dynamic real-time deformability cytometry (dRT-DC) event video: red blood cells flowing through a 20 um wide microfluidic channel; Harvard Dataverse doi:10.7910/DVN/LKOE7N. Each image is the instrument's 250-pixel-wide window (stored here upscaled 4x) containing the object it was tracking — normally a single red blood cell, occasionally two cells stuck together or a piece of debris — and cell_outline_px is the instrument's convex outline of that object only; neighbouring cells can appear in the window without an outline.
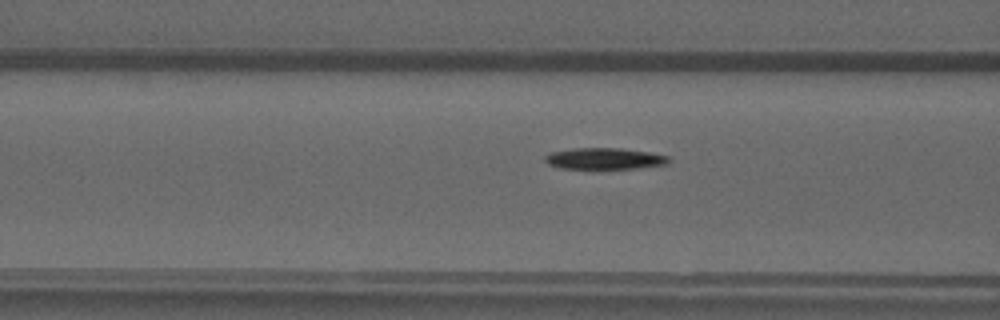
{"species": "common noctule bat (a hibernating species)", "species_latin": "Nyctalus noctula", "temperature_condition": "warm", "stored_images_in_passage": 50, "camera_frame_rate_fps": 3000, "um_per_image_px": 0.085, "animal": {"sex": "male", "forearm_length_mm": 52.5}, "frame": {"image": 1, "passage_image": 20, "time_ms": 6.333, "image_size_px": [1000, 320], "cell_outline_px": [[672, 160], [668, 164], [640, 168], [592, 172], [560, 168], [548, 164], [544, 160], [544, 156], [552, 152], [572, 148], [620, 148], [648, 152], [668, 156]], "centroid_in_image_um": [51.36, 13.54], "position_along_channel_um": 115.2, "area_um2": 16.53}}
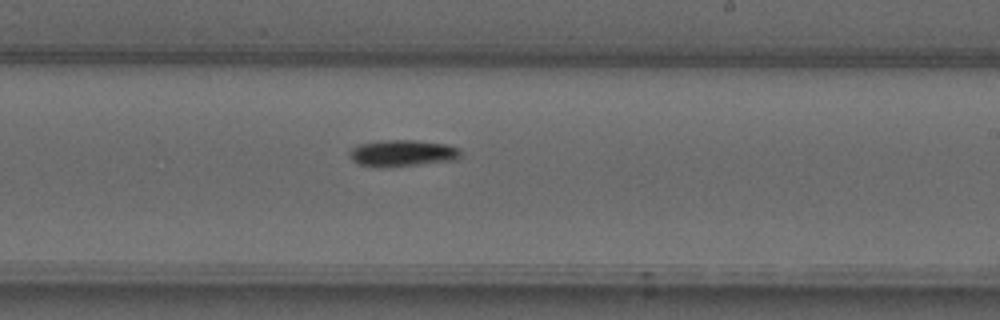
{"frame": {"image": 2, "passage_image": 30, "time_ms": 9.667, "image_size_px": [1000, 320], "cell_outline_px": [[460, 156], [456, 160], [392, 168], [380, 168], [360, 164], [352, 160], [348, 156], [348, 152], [352, 148], [360, 144], [376, 140], [416, 140], [448, 144], [460, 148]], "centroid_in_image_um": [34.2, 13.03], "position_along_channel_um": 254.8, "area_um2": 17.74}}
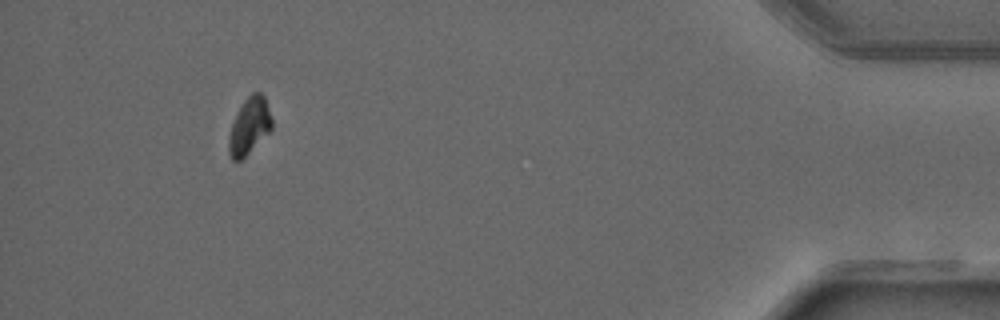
{"frame": {"image": 3, "passage_image": 46, "time_ms": 15.0, "image_size_px": [1000, 320], "cell_outline_px": [[272, 128], [240, 160], [232, 160], [228, 152], [228, 140], [232, 124], [244, 100], [252, 92], [260, 92], [264, 96], [272, 120]], "centroid_in_image_um": [21.18, 10.69], "position_along_channel_um": 414.0, "area_um2": 13.7}}